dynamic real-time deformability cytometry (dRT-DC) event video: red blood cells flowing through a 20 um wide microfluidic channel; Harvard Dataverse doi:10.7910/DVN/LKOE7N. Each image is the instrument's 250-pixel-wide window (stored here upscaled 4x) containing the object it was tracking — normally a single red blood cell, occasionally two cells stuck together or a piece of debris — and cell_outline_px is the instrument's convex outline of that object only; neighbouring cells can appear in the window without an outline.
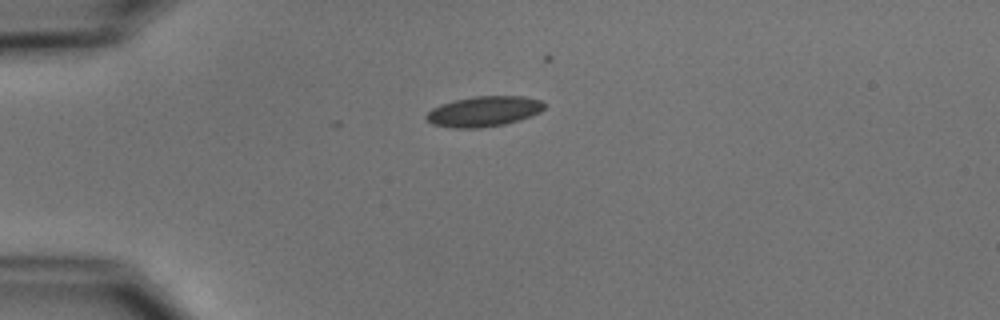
{"species": "common noctule bat (a hibernating species)", "species_latin": "Nyctalus noctula", "temperature_condition": "cold", "stored_images_in_passage": 7, "camera_frame_rate_fps": 3000, "um_per_image_px": 0.085, "animal": {"sex": "male", "body_mass_g": 15.6}, "frame": {"image": 1, "passage_image": 1, "time_ms": 0.0, "image_size_px": [1000, 320], "cell_outline_px": [[544, 108], [540, 112], [504, 124], [480, 128], [452, 128], [432, 124], [424, 116], [432, 108], [440, 104], [452, 100], [472, 96], [524, 96], [540, 100], [544, 104]], "centroid_in_image_um": [41.07, 9.46], "position_along_channel_um": 43.9, "area_um2": 20.81}}